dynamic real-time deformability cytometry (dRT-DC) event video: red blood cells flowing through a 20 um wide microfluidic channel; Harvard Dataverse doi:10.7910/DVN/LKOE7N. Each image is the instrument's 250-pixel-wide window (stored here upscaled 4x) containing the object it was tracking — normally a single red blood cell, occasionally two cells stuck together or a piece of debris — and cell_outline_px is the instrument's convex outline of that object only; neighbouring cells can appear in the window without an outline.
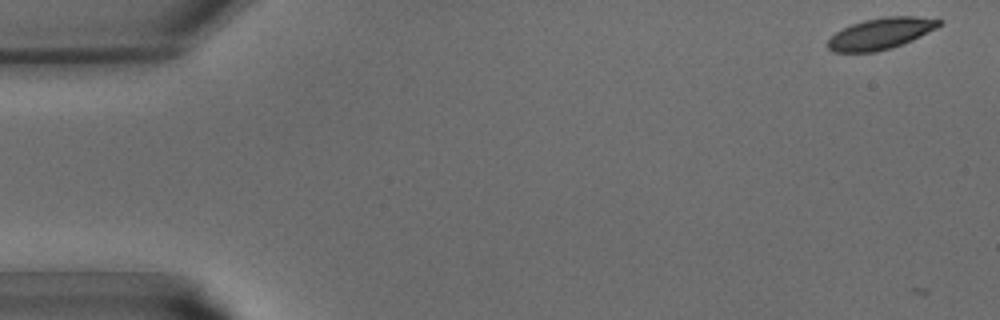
{"species": "common noctule bat (a hibernating species)", "species_latin": "Nyctalus noctula", "temperature_condition": "warm", "stored_images_in_passage": 2, "camera_frame_rate_fps": 3000, "um_per_image_px": 0.085, "animal": {"sex": "male", "body_mass_g": 15.6}, "frame": {"image": 1, "passage_image": 1, "time_ms": 0.0, "image_size_px": [1000, 320], "cell_outline_px": [[944, 20], [936, 28], [912, 40], [892, 48], [876, 52], [832, 52], [828, 48], [828, 40], [836, 32], [852, 24], [864, 20], [888, 16], [916, 16]], "centroid_in_image_um": [74.87, 2.86], "position_along_channel_um": 10.1, "area_um2": 20.17}}